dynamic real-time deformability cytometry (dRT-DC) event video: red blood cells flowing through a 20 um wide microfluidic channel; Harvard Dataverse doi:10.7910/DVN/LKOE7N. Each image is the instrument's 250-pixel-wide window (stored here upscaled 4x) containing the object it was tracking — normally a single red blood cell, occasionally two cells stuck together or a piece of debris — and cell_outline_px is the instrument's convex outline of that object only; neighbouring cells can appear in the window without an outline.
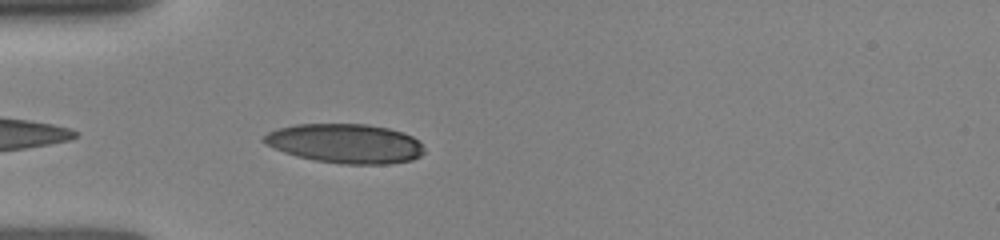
{"species": "human", "species_latin": "Homo sapiens", "temperature_condition": "room temperature", "stored_images_in_passage": 5, "camera_frame_rate_fps": 3000, "um_per_image_px": 0.085, "donor": {"sex": "female"}, "frame": {"image": 1, "passage_image": 3, "time_ms": 0.667, "image_size_px": [1000, 240], "cell_outline_px": [[424, 152], [420, 156], [412, 160], [388, 164], [340, 164], [316, 160], [296, 156], [284, 152], [264, 144], [260, 140], [268, 132], [280, 128], [296, 124], [368, 124], [388, 128], [404, 132], [412, 136], [424, 148]], "centroid_in_image_um": [29.35, 12.2], "position_along_channel_um": 55.7, "area_um2": 36.82}}